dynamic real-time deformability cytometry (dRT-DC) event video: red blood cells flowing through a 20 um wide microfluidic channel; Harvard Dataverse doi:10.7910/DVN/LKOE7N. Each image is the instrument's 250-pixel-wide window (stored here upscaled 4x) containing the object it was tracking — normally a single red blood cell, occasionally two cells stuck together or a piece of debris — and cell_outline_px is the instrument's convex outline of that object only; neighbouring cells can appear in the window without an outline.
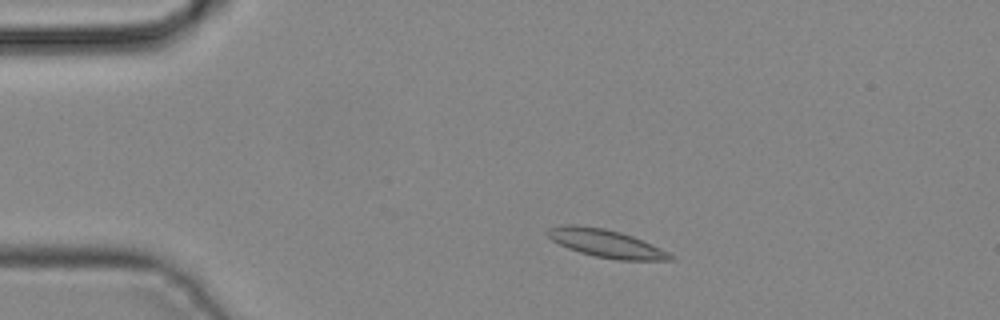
{"species": "common noctule bat (a hibernating species)", "species_latin": "Nyctalus noctula", "temperature_condition": "cold", "stored_images_in_passage": 20, "camera_frame_rate_fps": 3000, "um_per_image_px": 0.085, "animal": {"sex": "male", "body_mass_g": 19.2, "forearm_length_mm": 51.8}, "frame": {"image": 1, "passage_image": 5, "time_ms": 1.333, "image_size_px": [1000, 320], "cell_outline_px": [[676, 260], [616, 260], [596, 256], [580, 252], [568, 248], [552, 240], [544, 232], [548, 228], [564, 224], [576, 224], [604, 228], [620, 232], [632, 236], [660, 248], [676, 256]], "centroid_in_image_um": [51.5, 20.68], "position_along_channel_um": 33.5, "area_um2": 20.0}}
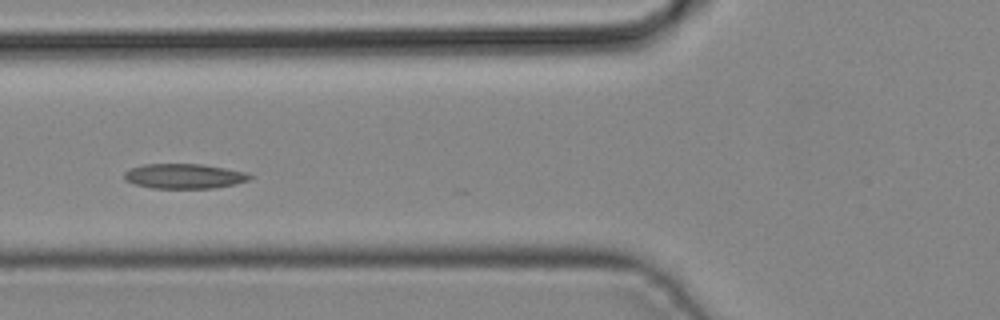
{"frame": {"image": 2, "passage_image": 13, "time_ms": 4.0, "image_size_px": [1000, 320], "cell_outline_px": [[252, 180], [212, 188], [152, 188], [136, 184], [124, 180], [124, 172], [132, 168], [144, 164], [200, 164], [248, 172], [252, 176]], "centroid_in_image_um": [15.67, 14.97], "position_along_channel_um": 110.1, "area_um2": 18.09}}
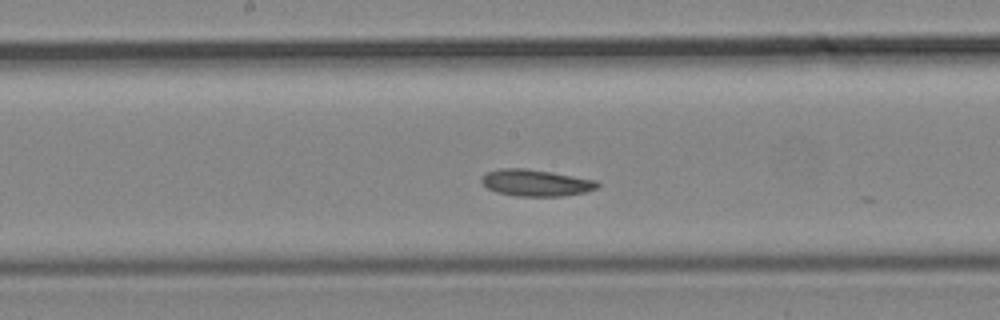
{"frame": {"image": 3, "passage_image": 19, "time_ms": 6.0, "image_size_px": [1000, 320], "cell_outline_px": [[600, 184], [596, 188], [584, 192], [564, 196], [516, 196], [496, 192], [488, 188], [480, 180], [480, 176], [488, 172], [500, 168], [524, 168], [552, 172], [596, 180]], "centroid_in_image_um": [45.52, 15.54], "position_along_channel_um": 202.7, "area_um2": 17.98}}